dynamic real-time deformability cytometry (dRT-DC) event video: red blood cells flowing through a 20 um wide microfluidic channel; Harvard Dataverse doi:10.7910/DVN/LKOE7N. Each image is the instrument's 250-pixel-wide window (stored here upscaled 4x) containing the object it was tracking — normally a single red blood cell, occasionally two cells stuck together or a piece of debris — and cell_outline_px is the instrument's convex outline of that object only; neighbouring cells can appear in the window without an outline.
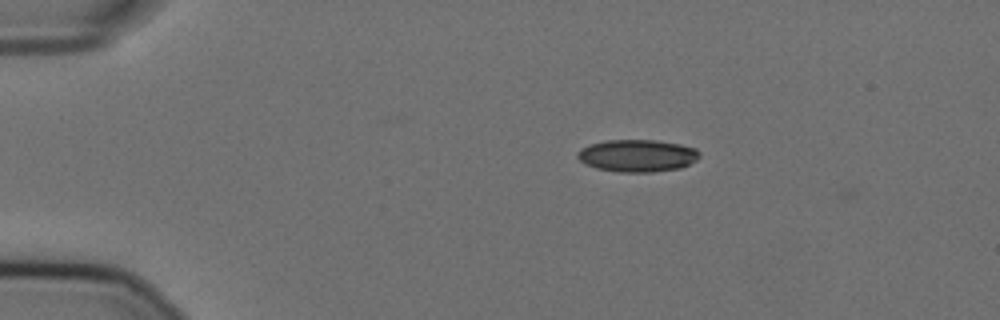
{"species": "Egyptian fruit bat (a non-hibernating species)", "species_latin": "Rousettus aegyptiacus", "temperature_condition": "cold", "stored_images_in_passage": 8, "camera_frame_rate_fps": 3000, "um_per_image_px": 0.085, "animal": {"sex": "female"}, "frame": {"image": 1, "passage_image": 7, "time_ms": 2.0, "image_size_px": [1000, 320], "cell_outline_px": [[700, 156], [696, 160], [680, 168], [652, 172], [620, 172], [596, 168], [584, 164], [576, 156], [576, 152], [580, 148], [604, 140], [656, 140], [680, 144], [696, 148], [700, 152]], "centroid_in_image_um": [54.16, 13.23], "position_along_channel_um": 30.8, "area_um2": 23.06}}